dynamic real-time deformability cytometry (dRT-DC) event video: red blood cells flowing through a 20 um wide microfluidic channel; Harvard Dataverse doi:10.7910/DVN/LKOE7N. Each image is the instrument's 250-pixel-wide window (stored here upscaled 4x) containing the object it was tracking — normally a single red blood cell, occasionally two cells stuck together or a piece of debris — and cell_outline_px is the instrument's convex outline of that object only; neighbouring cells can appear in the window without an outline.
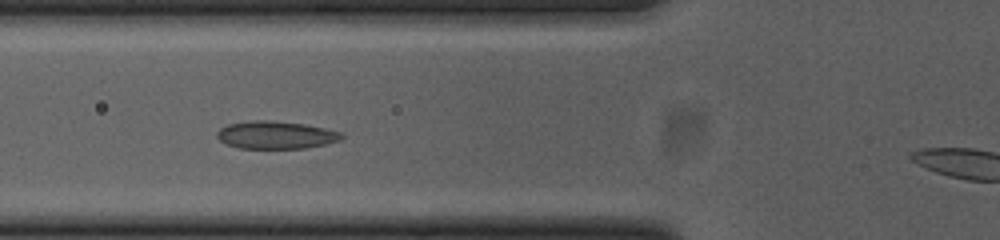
{"species": "common noctule bat (a hibernating species)", "species_latin": "Nyctalus noctula", "temperature_condition": "cold", "stored_images_in_passage": 48, "camera_frame_rate_fps": 3000, "um_per_image_px": 0.085, "animal": {"sex": "female", "body_mass_g": 23.0, "forearm_length_mm": 53.4}, "frame": {"image": 1, "passage_image": 16, "time_ms": 5.0, "image_size_px": [1000, 240], "cell_outline_px": [[344, 136], [340, 140], [324, 144], [304, 148], [240, 148], [228, 144], [220, 140], [216, 136], [216, 132], [220, 128], [228, 124], [252, 120], [272, 120], [304, 124], [324, 128], [340, 132]], "centroid_in_image_um": [23.42, 11.46], "position_along_channel_um": 102.4, "area_um2": 19.94}}
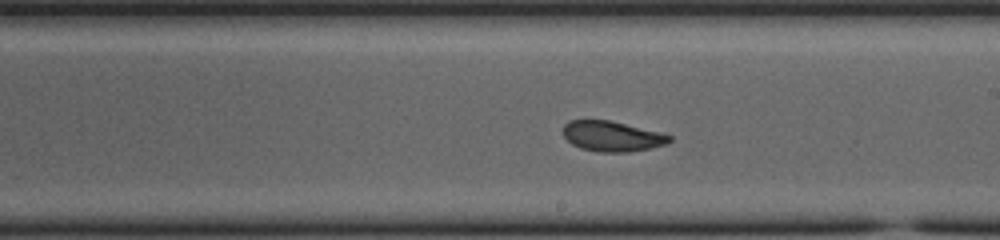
{"frame": {"image": 2, "passage_image": 27, "time_ms": 8.667, "image_size_px": [1000, 240], "cell_outline_px": [[672, 140], [668, 144], [652, 148], [628, 152], [596, 152], [580, 148], [572, 144], [564, 136], [564, 124], [568, 120], [608, 120], [660, 132], [672, 136]], "centroid_in_image_um": [52.04, 11.59], "position_along_channel_um": 237.0, "area_um2": 18.84}}
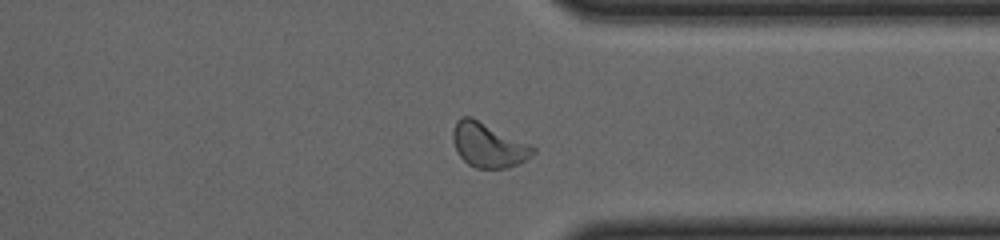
{"frame": {"image": 3, "passage_image": 38, "time_ms": 12.333, "image_size_px": [1000, 240], "cell_outline_px": [[536, 152], [532, 156], [508, 168], [476, 168], [468, 164], [460, 156], [452, 140], [452, 132], [456, 120], [460, 116], [472, 116], [532, 144], [536, 148]], "centroid_in_image_um": [41.52, 12.3], "position_along_channel_um": 369.9, "area_um2": 21.1}}